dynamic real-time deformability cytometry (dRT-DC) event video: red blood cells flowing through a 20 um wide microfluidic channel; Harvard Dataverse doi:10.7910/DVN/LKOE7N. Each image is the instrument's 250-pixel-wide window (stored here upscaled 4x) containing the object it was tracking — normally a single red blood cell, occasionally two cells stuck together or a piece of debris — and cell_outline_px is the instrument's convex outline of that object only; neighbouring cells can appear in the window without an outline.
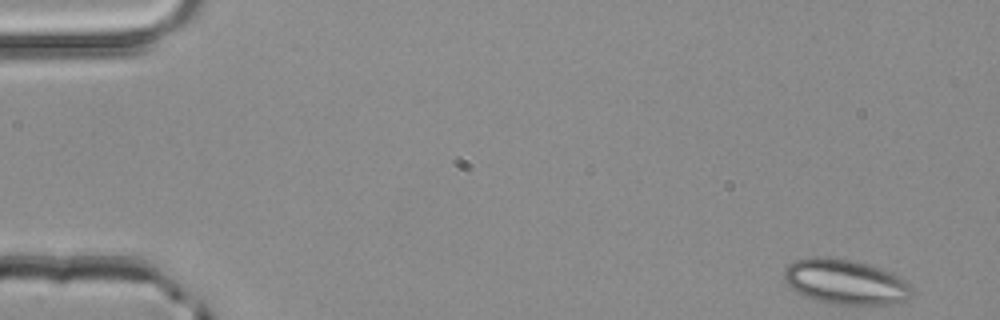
{"species": "common noctule bat (a hibernating species)", "species_latin": "Nyctalus noctula", "temperature_condition": "room temperature", "stored_images_in_passage": 50, "camera_frame_rate_fps": 3000, "um_per_image_px": 0.085, "animal": {"sex": "male", "body_mass_g": 20.4}, "frame": {"image": 1, "passage_image": 1, "time_ms": 0.0, "image_size_px": [1000, 320], "cell_outline_px": [[916, 292], [912, 296], [904, 300], [884, 304], [832, 304], [816, 300], [804, 296], [796, 292], [784, 280], [784, 268], [788, 264], [796, 260], [812, 256], [828, 256], [868, 264], [892, 272], [900, 276], [912, 284]], "centroid_in_image_um": [71.88, 23.95], "position_along_channel_um": 13.1, "area_um2": 33.81}}
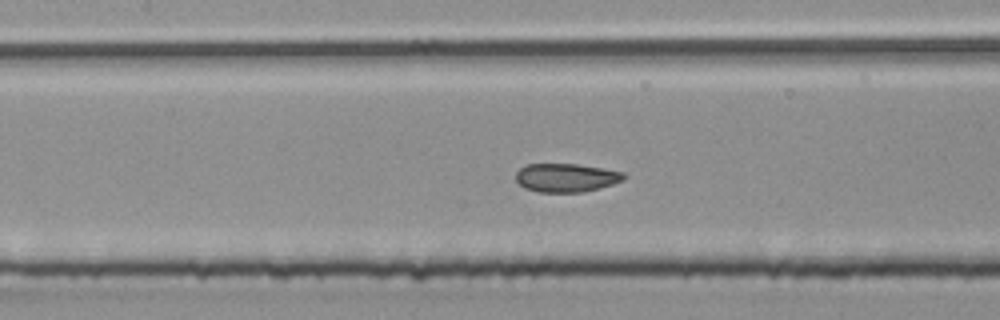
{"frame": {"image": 2, "passage_image": 22, "time_ms": 7.0, "image_size_px": [1000, 320], "cell_outline_px": [[628, 176], [624, 180], [612, 184], [584, 192], [536, 192], [524, 188], [516, 180], [516, 172], [520, 168], [528, 164], [576, 164], [624, 172]], "centroid_in_image_um": [48.12, 15.11], "position_along_channel_um": 159.3, "area_um2": 17.98}}
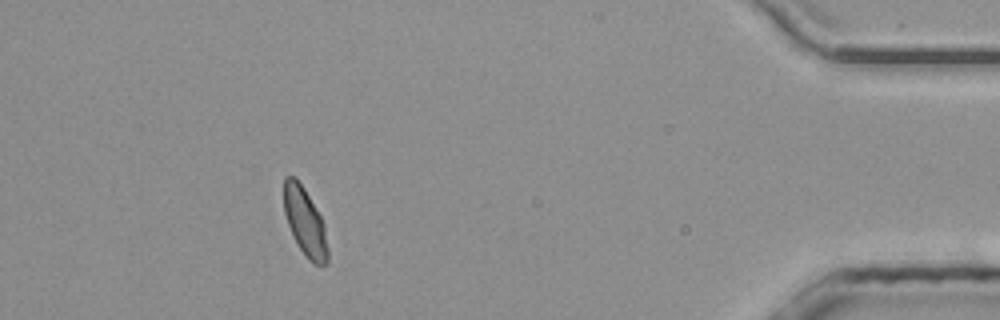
{"frame": {"image": 3, "passage_image": 45, "time_ms": 14.667, "image_size_px": [1000, 320], "cell_outline_px": [[328, 264], [312, 264], [308, 260], [300, 248], [288, 224], [284, 212], [284, 176], [296, 176], [304, 188], [320, 216], [324, 224], [328, 248]], "centroid_in_image_um": [25.93, 18.86], "position_along_channel_um": 409.3, "area_um2": 17.22}, "authors_computed_cell_mechanics": {"area_um2": 18.2359, "velocity_mm_per_s": 4.0342, "shape_relaxation_time_tau1_ms": 6.4532, "shape_relaxation_time_tau2_ms": 0.6283, "deformation_change_tau1": 0.1034, "deformation_change_tau2": 0.0579}}